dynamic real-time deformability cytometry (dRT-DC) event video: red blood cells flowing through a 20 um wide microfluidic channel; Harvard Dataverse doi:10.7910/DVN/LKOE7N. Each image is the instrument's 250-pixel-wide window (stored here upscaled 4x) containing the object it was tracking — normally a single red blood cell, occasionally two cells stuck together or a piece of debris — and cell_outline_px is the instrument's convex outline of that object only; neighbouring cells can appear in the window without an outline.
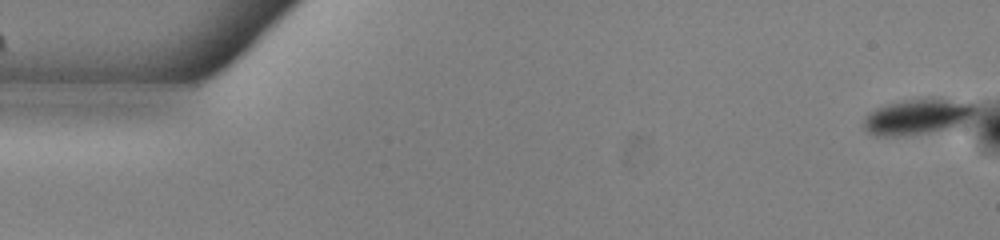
{"species": "common noctule bat (a hibernating species)", "species_latin": "Nyctalus noctula", "temperature_condition": "warm", "stored_images_in_passage": 54, "camera_frame_rate_fps": 3000, "um_per_image_px": 0.085, "animal": {"sex": "male", "body_mass_g": 13.0, "forearm_length_mm": 53.1}, "frame": {"image": 1, "passage_image": 1, "time_ms": 0.0, "image_size_px": [1000, 240], "cell_outline_px": [[976, 112], [956, 128], [908, 136], [876, 136], [868, 132], [860, 124], [864, 116], [868, 112], [876, 108], [888, 104], [904, 100], [932, 96], [976, 100]], "centroid_in_image_um": [78.07, 9.88], "position_along_channel_um": 6.9, "area_um2": 24.62}}
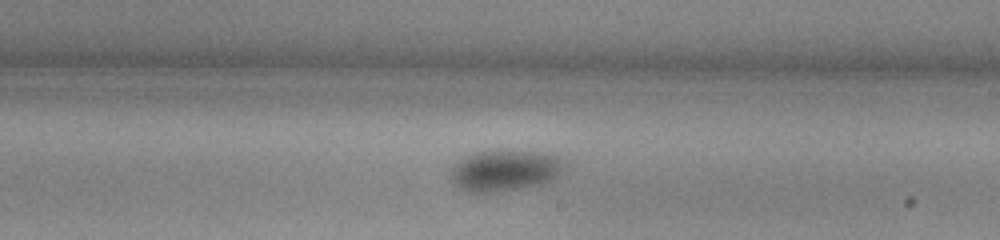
{"frame": {"image": 2, "passage_image": 31, "time_ms": 10.0, "image_size_px": [1000, 240], "cell_outline_px": [[568, 168], [552, 180], [540, 184], [488, 192], [468, 192], [460, 188], [452, 180], [452, 164], [456, 160], [472, 152], [488, 148], [508, 148], [548, 152], [564, 160]], "centroid_in_image_um": [42.94, 14.39], "position_along_channel_um": 246.1, "area_um2": 28.32}}
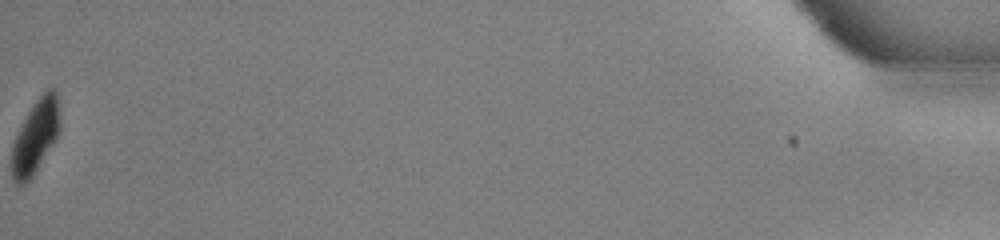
{"frame": {"image": 3, "passage_image": 54, "time_ms": 17.667, "image_size_px": [1000, 240], "cell_outline_px": [[60, 128], [56, 140], [32, 176], [24, 184], [16, 184], [12, 176], [12, 144], [32, 104], [48, 88], [52, 88], [56, 92], [60, 120]], "centroid_in_image_um": [3.03, 11.6], "position_along_channel_um": 432.2, "area_um2": 20.29}, "authors_computed_cell_mechanics": {"area_um2": 26.877, "velocity_mm_per_s": 3.8306, "shape_relaxation_time_tau1_ms": 2.695, "shape_relaxation_time_tau2_ms": null, "deformation_change_tau1": 0.0718, "deformation_change_tau2": null}}